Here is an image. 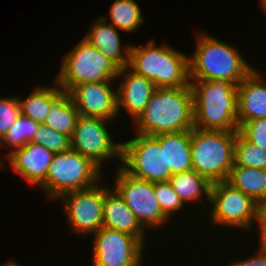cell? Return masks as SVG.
Wrapping results in <instances>:
<instances>
[{
	"label": "cell",
	"mask_w": 266,
	"mask_h": 266,
	"mask_svg": "<svg viewBox=\"0 0 266 266\" xmlns=\"http://www.w3.org/2000/svg\"><path fill=\"white\" fill-rule=\"evenodd\" d=\"M134 124L136 133L150 136L192 130L194 106L191 87L156 88Z\"/></svg>",
	"instance_id": "6da1fadb"
},
{
	"label": "cell",
	"mask_w": 266,
	"mask_h": 266,
	"mask_svg": "<svg viewBox=\"0 0 266 266\" xmlns=\"http://www.w3.org/2000/svg\"><path fill=\"white\" fill-rule=\"evenodd\" d=\"M197 34L195 53L188 57L189 80L226 81L239 85L254 69L236 47L206 32Z\"/></svg>",
	"instance_id": "7a4b0ae2"
},
{
	"label": "cell",
	"mask_w": 266,
	"mask_h": 266,
	"mask_svg": "<svg viewBox=\"0 0 266 266\" xmlns=\"http://www.w3.org/2000/svg\"><path fill=\"white\" fill-rule=\"evenodd\" d=\"M193 94L194 127L232 131L237 121V85L226 81L190 80Z\"/></svg>",
	"instance_id": "3957f363"
},
{
	"label": "cell",
	"mask_w": 266,
	"mask_h": 266,
	"mask_svg": "<svg viewBox=\"0 0 266 266\" xmlns=\"http://www.w3.org/2000/svg\"><path fill=\"white\" fill-rule=\"evenodd\" d=\"M154 39L145 46L132 45L128 67L151 80L156 88L190 86L188 57L168 44L155 45Z\"/></svg>",
	"instance_id": "277c9868"
},
{
	"label": "cell",
	"mask_w": 266,
	"mask_h": 266,
	"mask_svg": "<svg viewBox=\"0 0 266 266\" xmlns=\"http://www.w3.org/2000/svg\"><path fill=\"white\" fill-rule=\"evenodd\" d=\"M237 132L191 130L192 170L210 183L227 181L234 165V145Z\"/></svg>",
	"instance_id": "5b68a950"
},
{
	"label": "cell",
	"mask_w": 266,
	"mask_h": 266,
	"mask_svg": "<svg viewBox=\"0 0 266 266\" xmlns=\"http://www.w3.org/2000/svg\"><path fill=\"white\" fill-rule=\"evenodd\" d=\"M103 176V171L89 158L70 148L55 153L39 188L52 201L67 192L90 188L101 182Z\"/></svg>",
	"instance_id": "8992f818"
},
{
	"label": "cell",
	"mask_w": 266,
	"mask_h": 266,
	"mask_svg": "<svg viewBox=\"0 0 266 266\" xmlns=\"http://www.w3.org/2000/svg\"><path fill=\"white\" fill-rule=\"evenodd\" d=\"M119 67L84 38L66 53L55 78L62 89L87 82L115 81Z\"/></svg>",
	"instance_id": "52a82bcc"
},
{
	"label": "cell",
	"mask_w": 266,
	"mask_h": 266,
	"mask_svg": "<svg viewBox=\"0 0 266 266\" xmlns=\"http://www.w3.org/2000/svg\"><path fill=\"white\" fill-rule=\"evenodd\" d=\"M120 166L131 176L151 182L168 181L172 176L165 168L164 147L155 136L140 133L122 141Z\"/></svg>",
	"instance_id": "ba28073f"
},
{
	"label": "cell",
	"mask_w": 266,
	"mask_h": 266,
	"mask_svg": "<svg viewBox=\"0 0 266 266\" xmlns=\"http://www.w3.org/2000/svg\"><path fill=\"white\" fill-rule=\"evenodd\" d=\"M209 212L212 225L250 230L255 222L258 203L227 181L211 184Z\"/></svg>",
	"instance_id": "9c48e42d"
},
{
	"label": "cell",
	"mask_w": 266,
	"mask_h": 266,
	"mask_svg": "<svg viewBox=\"0 0 266 266\" xmlns=\"http://www.w3.org/2000/svg\"><path fill=\"white\" fill-rule=\"evenodd\" d=\"M113 188L146 230L169 221L154 194V182L135 178L118 165ZM147 227V228H146Z\"/></svg>",
	"instance_id": "30bf717a"
},
{
	"label": "cell",
	"mask_w": 266,
	"mask_h": 266,
	"mask_svg": "<svg viewBox=\"0 0 266 266\" xmlns=\"http://www.w3.org/2000/svg\"><path fill=\"white\" fill-rule=\"evenodd\" d=\"M110 120L79 116L71 136V148L89 158L100 169L109 158H118L121 162L122 143L112 141L107 130ZM105 160V161H104Z\"/></svg>",
	"instance_id": "8fae6325"
},
{
	"label": "cell",
	"mask_w": 266,
	"mask_h": 266,
	"mask_svg": "<svg viewBox=\"0 0 266 266\" xmlns=\"http://www.w3.org/2000/svg\"><path fill=\"white\" fill-rule=\"evenodd\" d=\"M96 185L67 192L59 197L63 199L64 212L70 224V231L92 235L103 227L104 186Z\"/></svg>",
	"instance_id": "7c38bea8"
},
{
	"label": "cell",
	"mask_w": 266,
	"mask_h": 266,
	"mask_svg": "<svg viewBox=\"0 0 266 266\" xmlns=\"http://www.w3.org/2000/svg\"><path fill=\"white\" fill-rule=\"evenodd\" d=\"M93 235L92 266H141L146 245L134 236L106 227Z\"/></svg>",
	"instance_id": "4fadbf2b"
},
{
	"label": "cell",
	"mask_w": 266,
	"mask_h": 266,
	"mask_svg": "<svg viewBox=\"0 0 266 266\" xmlns=\"http://www.w3.org/2000/svg\"><path fill=\"white\" fill-rule=\"evenodd\" d=\"M113 81L87 82L73 86L70 98L81 116L114 120L118 116L117 88Z\"/></svg>",
	"instance_id": "5bb4252c"
},
{
	"label": "cell",
	"mask_w": 266,
	"mask_h": 266,
	"mask_svg": "<svg viewBox=\"0 0 266 266\" xmlns=\"http://www.w3.org/2000/svg\"><path fill=\"white\" fill-rule=\"evenodd\" d=\"M118 77H124L117 90L118 114L123 109L134 121L145 110L156 87L151 80L132 71L128 66L119 69Z\"/></svg>",
	"instance_id": "9a60e30c"
},
{
	"label": "cell",
	"mask_w": 266,
	"mask_h": 266,
	"mask_svg": "<svg viewBox=\"0 0 266 266\" xmlns=\"http://www.w3.org/2000/svg\"><path fill=\"white\" fill-rule=\"evenodd\" d=\"M55 153L43 145L28 142L24 147L11 153L7 159L16 174L30 185L40 187L47 175L48 167Z\"/></svg>",
	"instance_id": "2e32d148"
},
{
	"label": "cell",
	"mask_w": 266,
	"mask_h": 266,
	"mask_svg": "<svg viewBox=\"0 0 266 266\" xmlns=\"http://www.w3.org/2000/svg\"><path fill=\"white\" fill-rule=\"evenodd\" d=\"M253 69L237 85V121L243 122L266 118V84L265 78Z\"/></svg>",
	"instance_id": "e0dca14e"
},
{
	"label": "cell",
	"mask_w": 266,
	"mask_h": 266,
	"mask_svg": "<svg viewBox=\"0 0 266 266\" xmlns=\"http://www.w3.org/2000/svg\"><path fill=\"white\" fill-rule=\"evenodd\" d=\"M103 227L128 233L145 243L146 230L118 192L109 186H104Z\"/></svg>",
	"instance_id": "ac0fdd59"
},
{
	"label": "cell",
	"mask_w": 266,
	"mask_h": 266,
	"mask_svg": "<svg viewBox=\"0 0 266 266\" xmlns=\"http://www.w3.org/2000/svg\"><path fill=\"white\" fill-rule=\"evenodd\" d=\"M84 39L112 60L119 68L129 63L131 45L124 49L118 29L107 22L102 16L92 23V27Z\"/></svg>",
	"instance_id": "d6986e66"
},
{
	"label": "cell",
	"mask_w": 266,
	"mask_h": 266,
	"mask_svg": "<svg viewBox=\"0 0 266 266\" xmlns=\"http://www.w3.org/2000/svg\"><path fill=\"white\" fill-rule=\"evenodd\" d=\"M55 85L50 86L51 111L44 125L71 138L80 114L70 98V92L62 89L57 83Z\"/></svg>",
	"instance_id": "ffe728a7"
},
{
	"label": "cell",
	"mask_w": 266,
	"mask_h": 266,
	"mask_svg": "<svg viewBox=\"0 0 266 266\" xmlns=\"http://www.w3.org/2000/svg\"><path fill=\"white\" fill-rule=\"evenodd\" d=\"M160 147H164L165 168L171 174L192 170L191 130L155 135Z\"/></svg>",
	"instance_id": "44dd1931"
},
{
	"label": "cell",
	"mask_w": 266,
	"mask_h": 266,
	"mask_svg": "<svg viewBox=\"0 0 266 266\" xmlns=\"http://www.w3.org/2000/svg\"><path fill=\"white\" fill-rule=\"evenodd\" d=\"M227 182L258 205L266 203V169L233 165Z\"/></svg>",
	"instance_id": "7402d4cb"
},
{
	"label": "cell",
	"mask_w": 266,
	"mask_h": 266,
	"mask_svg": "<svg viewBox=\"0 0 266 266\" xmlns=\"http://www.w3.org/2000/svg\"><path fill=\"white\" fill-rule=\"evenodd\" d=\"M168 181L183 204L202 201L204 195L206 196L204 198H207V201L210 202L212 183L196 171L190 170L173 174Z\"/></svg>",
	"instance_id": "603a6c76"
},
{
	"label": "cell",
	"mask_w": 266,
	"mask_h": 266,
	"mask_svg": "<svg viewBox=\"0 0 266 266\" xmlns=\"http://www.w3.org/2000/svg\"><path fill=\"white\" fill-rule=\"evenodd\" d=\"M109 13L111 22L108 17H102L115 28L127 33L137 31L144 19L139 4L134 0H114Z\"/></svg>",
	"instance_id": "cb8c5ba5"
},
{
	"label": "cell",
	"mask_w": 266,
	"mask_h": 266,
	"mask_svg": "<svg viewBox=\"0 0 266 266\" xmlns=\"http://www.w3.org/2000/svg\"><path fill=\"white\" fill-rule=\"evenodd\" d=\"M39 125L38 122L20 114L0 140V146L4 145L12 148L11 152H7L6 158L14 151L24 147L28 142H32Z\"/></svg>",
	"instance_id": "d4e9b609"
},
{
	"label": "cell",
	"mask_w": 266,
	"mask_h": 266,
	"mask_svg": "<svg viewBox=\"0 0 266 266\" xmlns=\"http://www.w3.org/2000/svg\"><path fill=\"white\" fill-rule=\"evenodd\" d=\"M20 112L39 124H44L47 115L50 113V86H38L26 98L20 99Z\"/></svg>",
	"instance_id": "484cf974"
},
{
	"label": "cell",
	"mask_w": 266,
	"mask_h": 266,
	"mask_svg": "<svg viewBox=\"0 0 266 266\" xmlns=\"http://www.w3.org/2000/svg\"><path fill=\"white\" fill-rule=\"evenodd\" d=\"M234 165L266 169V150L250 143L237 131L234 145Z\"/></svg>",
	"instance_id": "4316f807"
},
{
	"label": "cell",
	"mask_w": 266,
	"mask_h": 266,
	"mask_svg": "<svg viewBox=\"0 0 266 266\" xmlns=\"http://www.w3.org/2000/svg\"><path fill=\"white\" fill-rule=\"evenodd\" d=\"M32 142L43 145L54 153L68 151L71 148V139L69 136L57 132L44 124L39 125Z\"/></svg>",
	"instance_id": "83f0119b"
},
{
	"label": "cell",
	"mask_w": 266,
	"mask_h": 266,
	"mask_svg": "<svg viewBox=\"0 0 266 266\" xmlns=\"http://www.w3.org/2000/svg\"><path fill=\"white\" fill-rule=\"evenodd\" d=\"M154 194L162 212L170 218L185 205L172 188L169 181L154 182ZM173 213V214H172Z\"/></svg>",
	"instance_id": "f1b7e54d"
},
{
	"label": "cell",
	"mask_w": 266,
	"mask_h": 266,
	"mask_svg": "<svg viewBox=\"0 0 266 266\" xmlns=\"http://www.w3.org/2000/svg\"><path fill=\"white\" fill-rule=\"evenodd\" d=\"M238 132L250 143L266 150V118L243 122Z\"/></svg>",
	"instance_id": "f546056e"
},
{
	"label": "cell",
	"mask_w": 266,
	"mask_h": 266,
	"mask_svg": "<svg viewBox=\"0 0 266 266\" xmlns=\"http://www.w3.org/2000/svg\"><path fill=\"white\" fill-rule=\"evenodd\" d=\"M20 114V104L17 96L0 98V140Z\"/></svg>",
	"instance_id": "4dcf8cb0"
},
{
	"label": "cell",
	"mask_w": 266,
	"mask_h": 266,
	"mask_svg": "<svg viewBox=\"0 0 266 266\" xmlns=\"http://www.w3.org/2000/svg\"><path fill=\"white\" fill-rule=\"evenodd\" d=\"M255 221L259 228L258 230H260L258 249L266 250V203L258 205Z\"/></svg>",
	"instance_id": "1f68e13d"
},
{
	"label": "cell",
	"mask_w": 266,
	"mask_h": 266,
	"mask_svg": "<svg viewBox=\"0 0 266 266\" xmlns=\"http://www.w3.org/2000/svg\"><path fill=\"white\" fill-rule=\"evenodd\" d=\"M255 256H251L249 259L235 260L228 264V266H266V250L257 249Z\"/></svg>",
	"instance_id": "d6a6232c"
},
{
	"label": "cell",
	"mask_w": 266,
	"mask_h": 266,
	"mask_svg": "<svg viewBox=\"0 0 266 266\" xmlns=\"http://www.w3.org/2000/svg\"><path fill=\"white\" fill-rule=\"evenodd\" d=\"M3 266H21L16 261H8V263L4 264Z\"/></svg>",
	"instance_id": "836d02e7"
},
{
	"label": "cell",
	"mask_w": 266,
	"mask_h": 266,
	"mask_svg": "<svg viewBox=\"0 0 266 266\" xmlns=\"http://www.w3.org/2000/svg\"><path fill=\"white\" fill-rule=\"evenodd\" d=\"M261 1V6H262V8H263V10H264V13H266V0H260Z\"/></svg>",
	"instance_id": "e575fe53"
},
{
	"label": "cell",
	"mask_w": 266,
	"mask_h": 266,
	"mask_svg": "<svg viewBox=\"0 0 266 266\" xmlns=\"http://www.w3.org/2000/svg\"><path fill=\"white\" fill-rule=\"evenodd\" d=\"M2 166H4V162H3L2 159L0 158V169H1Z\"/></svg>",
	"instance_id": "d590c367"
}]
</instances>
